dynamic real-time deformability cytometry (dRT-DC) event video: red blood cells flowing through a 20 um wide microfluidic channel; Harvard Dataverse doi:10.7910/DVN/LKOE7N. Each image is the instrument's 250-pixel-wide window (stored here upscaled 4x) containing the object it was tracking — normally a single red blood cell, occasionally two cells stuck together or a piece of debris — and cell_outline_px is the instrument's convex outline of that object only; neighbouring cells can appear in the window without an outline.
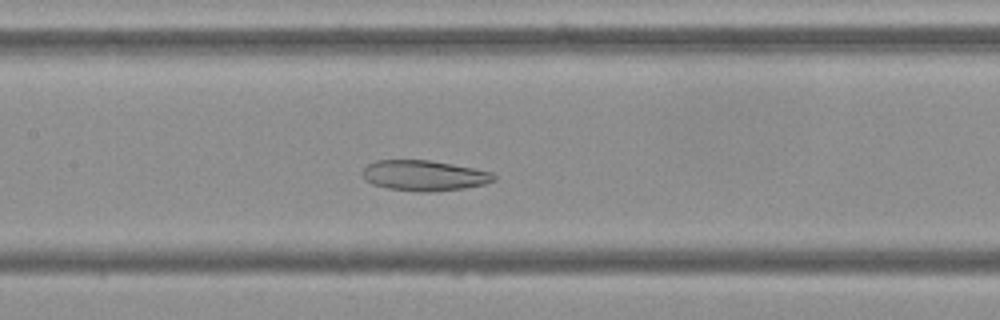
{"species": "Egyptian fruit bat (a non-hibernating species)", "species_latin": "Rousettus aegyptiacus", "temperature_condition": "cold", "stored_images_in_passage": 52, "camera_frame_rate_fps": 3000, "um_per_image_px": 0.085, "frame": {"image": 1, "passage_image": 23, "time_ms": 7.333, "image_size_px": [1000, 320], "cell_outline_px": [[496, 180], [484, 184], [464, 188], [432, 192], [420, 192], [388, 188], [372, 184], [364, 180], [364, 168], [368, 164], [376, 160], [428, 160], [452, 164], [492, 172], [496, 176]], "centroid_in_image_um": [36.06, 14.92], "position_along_channel_um": 171.3, "area_um2": 23.24}}
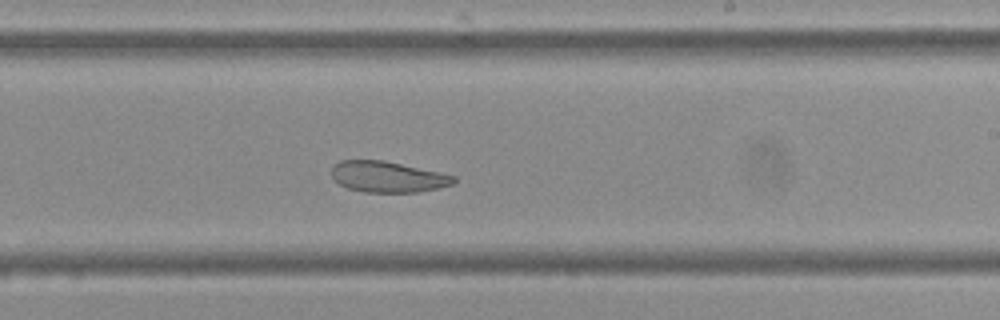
{"frame": {"image": 2, "passage_image": 30, "time_ms": 9.667, "image_size_px": [1000, 320], "cell_outline_px": [[456, 180], [452, 184], [420, 192], [364, 192], [348, 188], [340, 184], [332, 176], [332, 168], [340, 160], [384, 160], [456, 176]], "centroid_in_image_um": [32.95, 15.03], "position_along_channel_um": 256.0, "area_um2": 21.79}}
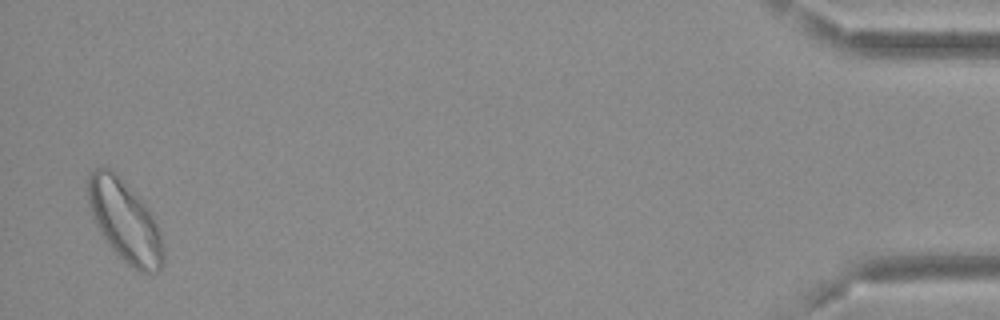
{"frame": {"image": 3, "passage_image": 51, "time_ms": 16.667, "image_size_px": [1000, 320], "cell_outline_px": [[164, 264], [156, 272], [140, 272], [132, 268], [104, 240], [92, 216], [88, 204], [88, 176], [96, 168], [112, 168], [116, 172], [148, 208], [160, 232], [164, 248]], "centroid_in_image_um": [10.61, 18.8], "position_along_channel_um": 424.6, "area_um2": 35.55}, "authors_computed_cell_mechanics": {"area_um2": 28.5821, "velocity_mm_per_s": 3.6411, "shape_relaxation_time_tau1_ms": null, "shape_relaxation_time_tau2_ms": 5.9204, "deformation_change_tau1": null, "deformation_change_tau2": 0.1151}}